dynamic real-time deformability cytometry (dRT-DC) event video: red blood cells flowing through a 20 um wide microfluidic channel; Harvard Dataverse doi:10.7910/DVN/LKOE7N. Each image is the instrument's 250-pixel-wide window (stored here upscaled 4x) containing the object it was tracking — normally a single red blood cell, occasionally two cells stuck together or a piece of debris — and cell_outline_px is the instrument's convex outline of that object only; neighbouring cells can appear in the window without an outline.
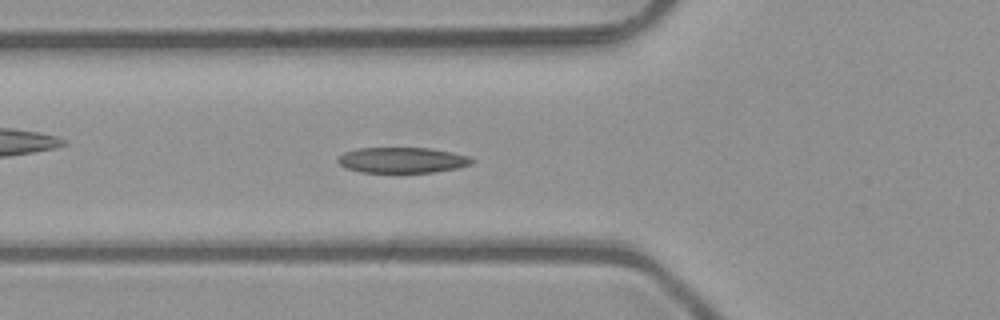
{"species": "common noctule bat (a hibernating species)", "species_latin": "Nyctalus noctula", "temperature_condition": "room temperature", "stored_images_in_passage": 50, "camera_frame_rate_fps": 3000, "um_per_image_px": 0.085, "animal": {"sex": "male", "body_mass_g": 23.1, "forearm_length_mm": 52.7}, "frame": {"image": 1, "passage_image": 17, "time_ms": 5.333, "image_size_px": [1000, 320], "cell_outline_px": [[476, 160], [472, 164], [456, 168], [432, 172], [360, 172], [348, 168], [340, 164], [336, 160], [344, 152], [356, 148], [428, 148], [452, 152], [472, 156]], "centroid_in_image_um": [34.23, 13.6], "position_along_channel_um": 91.6, "area_um2": 20.0}}
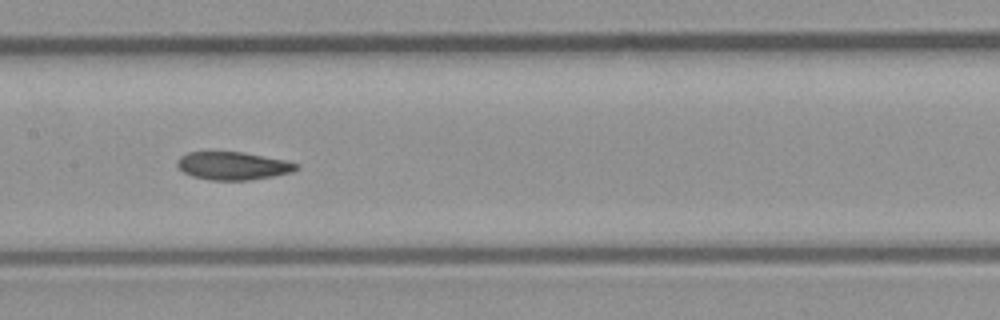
{"frame": {"image": 2, "passage_image": 24, "time_ms": 7.667, "image_size_px": [1000, 320], "cell_outline_px": [[300, 168], [292, 172], [272, 176], [248, 180], [212, 180], [192, 176], [184, 172], [176, 164], [176, 160], [180, 156], [188, 152], [240, 152], [288, 160], [300, 164]], "centroid_in_image_um": [19.83, 14.09], "position_along_channel_um": 187.6, "area_um2": 19.42}}
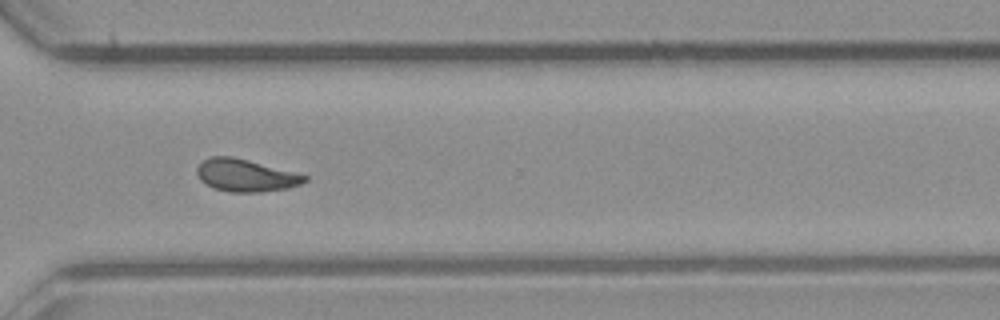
{"frame": {"image": 3, "passage_image": 36, "time_ms": 11.667, "image_size_px": [1000, 320], "cell_outline_px": [[308, 180], [300, 184], [288, 188], [260, 192], [228, 192], [212, 188], [200, 180], [196, 172], [196, 168], [204, 160], [212, 156], [232, 156], [308, 176]], "centroid_in_image_um": [20.85, 14.92], "position_along_channel_um": 349.8, "area_um2": 20.17}, "authors_computed_cell_mechanics": {"area_um2": 20.2589, "velocity_mm_per_s": 4.0635, "shape_relaxation_time_tau1_ms": 3.6471, "shape_relaxation_time_tau2_ms": 2.4892, "deformation_change_tau1": 0.1449, "deformation_change_tau2": 0.0904}}